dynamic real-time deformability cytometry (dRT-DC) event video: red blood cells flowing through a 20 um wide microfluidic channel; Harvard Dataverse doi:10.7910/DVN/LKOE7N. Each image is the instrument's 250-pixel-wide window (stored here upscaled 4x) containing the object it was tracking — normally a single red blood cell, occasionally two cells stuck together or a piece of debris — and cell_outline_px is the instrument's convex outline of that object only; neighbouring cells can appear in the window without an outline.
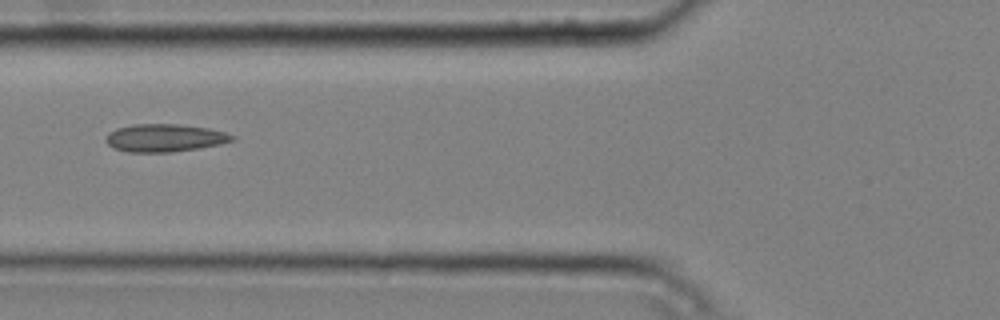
{"species": "common noctule bat (a hibernating species)", "species_latin": "Nyctalus noctula", "temperature_condition": "cold", "stored_images_in_passage": 8, "camera_frame_rate_fps": 3000, "um_per_image_px": 0.085, "animal": {"sex": "male", "body_mass_g": 20.4}, "frame": {"image": 1, "passage_image": 6, "time_ms": 1.667, "image_size_px": [1000, 320], "cell_outline_px": [[236, 140], [220, 144], [200, 148], [172, 152], [128, 152], [112, 148], [104, 140], [108, 132], [116, 128], [132, 124], [180, 124], [208, 128], [224, 132], [236, 136]], "centroid_in_image_um": [13.98, 11.72], "position_along_channel_um": 111.8, "area_um2": 20.69}}
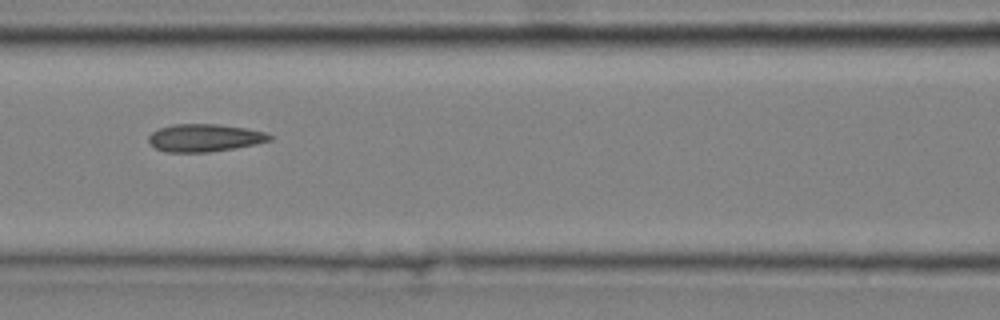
{"frame": {"image": 2, "passage_image": 7, "time_ms": 2.0, "image_size_px": [1000, 320], "cell_outline_px": [[272, 140], [256, 144], [236, 148], [208, 152], [164, 152], [156, 148], [148, 140], [148, 136], [152, 132], [160, 128], [172, 124], [216, 124], [244, 128], [264, 132], [272, 136]], "centroid_in_image_um": [17.38, 11.72], "position_along_channel_um": 149.2, "area_um2": 19.42}}
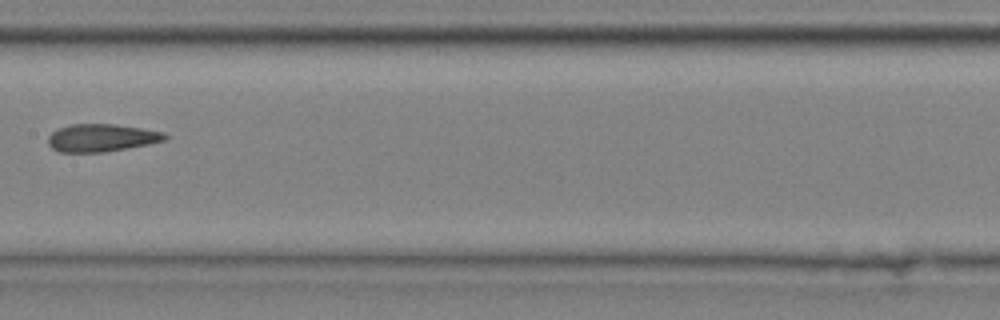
{"frame": {"image": 3, "passage_image": 8, "time_ms": 2.333, "image_size_px": [1000, 320], "cell_outline_px": [[168, 136], [164, 140], [148, 144], [104, 152], [60, 152], [52, 148], [48, 144], [48, 136], [52, 132], [60, 128], [72, 124], [112, 124], [140, 128], [164, 132]], "centroid_in_image_um": [8.6, 11.71], "position_along_channel_um": 198.8, "area_um2": 18.61}}